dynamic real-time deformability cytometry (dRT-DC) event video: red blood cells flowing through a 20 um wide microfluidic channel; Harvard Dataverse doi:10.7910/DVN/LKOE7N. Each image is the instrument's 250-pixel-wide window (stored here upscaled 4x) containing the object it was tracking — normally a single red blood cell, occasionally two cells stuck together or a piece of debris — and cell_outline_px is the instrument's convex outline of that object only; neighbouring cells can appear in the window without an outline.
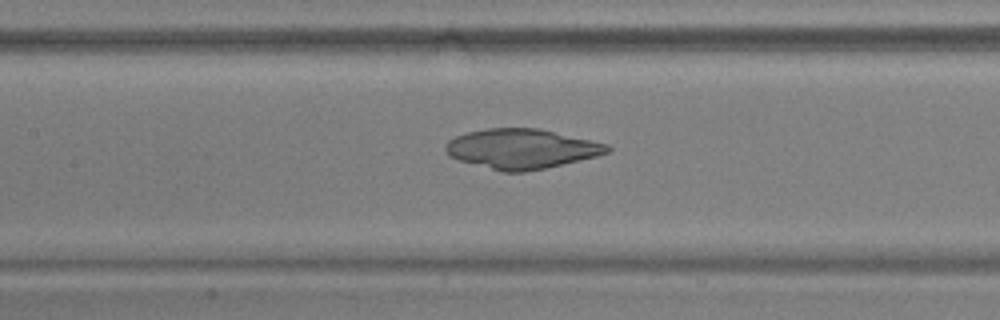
{"species": "common noctule bat (a hibernating species)", "species_latin": "Nyctalus noctula", "temperature_condition": "warm", "stored_images_in_passage": 49, "camera_frame_rate_fps": 3000, "um_per_image_px": 0.085, "animal": {"sex": "male", "body_mass_g": 17.9, "forearm_length_mm": 54.2}, "frame": {"image": 1, "passage_image": 21, "time_ms": 6.667, "image_size_px": [1000, 320], "cell_outline_px": [[612, 148], [608, 152], [596, 156], [580, 160], [544, 168], [524, 172], [504, 172], [460, 160], [452, 156], [444, 148], [444, 144], [448, 140], [456, 136], [468, 132], [488, 128], [540, 128], [608, 144]], "centroid_in_image_um": [44.35, 12.63], "position_along_channel_um": 163.1, "area_um2": 37.11}}
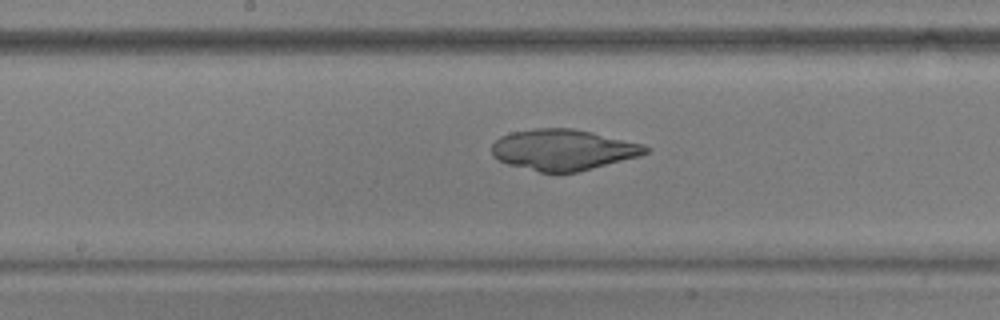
{"frame": {"image": 2, "passage_image": 24, "time_ms": 7.667, "image_size_px": [1000, 320], "cell_outline_px": [[652, 148], [648, 152], [640, 156], [576, 172], [540, 172], [508, 164], [492, 156], [492, 144], [500, 136], [512, 132], [536, 128], [572, 128], [592, 132], [644, 144]], "centroid_in_image_um": [47.88, 12.72], "position_along_channel_um": 200.3, "area_um2": 36.53}}
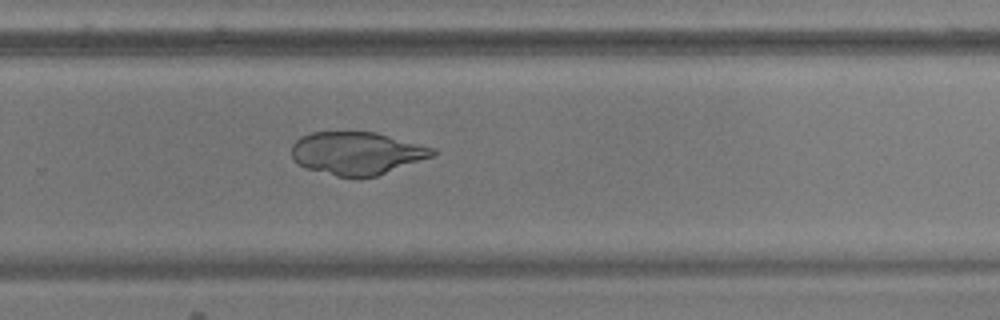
{"frame": {"image": 3, "passage_image": 32, "time_ms": 10.333, "image_size_px": [1000, 320], "cell_outline_px": [[436, 152], [432, 156], [376, 176], [336, 176], [304, 168], [292, 160], [292, 144], [300, 136], [312, 132], [376, 132], [436, 148]], "centroid_in_image_um": [30.29, 13.01], "position_along_channel_um": 299.5, "area_um2": 35.03}}